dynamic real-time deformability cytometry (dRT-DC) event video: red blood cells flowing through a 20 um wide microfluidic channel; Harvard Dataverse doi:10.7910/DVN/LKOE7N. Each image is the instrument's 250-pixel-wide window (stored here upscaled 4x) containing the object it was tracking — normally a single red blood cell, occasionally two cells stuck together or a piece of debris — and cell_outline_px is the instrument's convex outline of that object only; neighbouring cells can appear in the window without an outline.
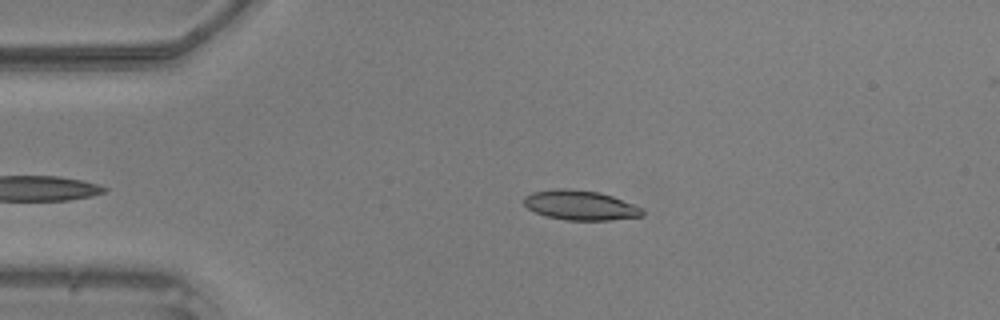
{"species": "common noctule bat (a hibernating species)", "species_latin": "Nyctalus noctula", "temperature_condition": "warm", "stored_images_in_passage": 15, "camera_frame_rate_fps": 3000, "um_per_image_px": 0.085, "animal": {"sex": "male", "body_mass_g": 20.5, "forearm_length_mm": 52.5}, "frame": {"image": 1, "passage_image": 6, "time_ms": 1.667, "image_size_px": [1000, 320], "cell_outline_px": [[644, 216], [608, 220], [564, 220], [548, 216], [536, 212], [528, 208], [524, 204], [524, 196], [532, 192], [556, 188], [564, 188], [600, 192], [612, 196], [644, 208]], "centroid_in_image_um": [49.35, 17.44], "position_along_channel_um": 35.7, "area_um2": 20.52}}
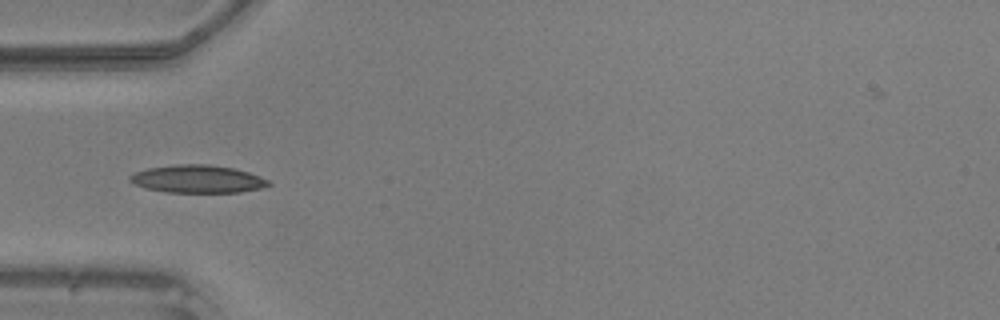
{"frame": {"image": 2, "passage_image": 11, "time_ms": 3.333, "image_size_px": [1000, 320], "cell_outline_px": [[272, 184], [264, 188], [240, 192], [164, 192], [144, 188], [128, 180], [128, 176], [136, 172], [148, 168], [176, 164], [208, 164], [232, 168], [248, 172], [260, 176], [268, 180]], "centroid_in_image_um": [16.8, 15.22], "position_along_channel_um": 68.2, "area_um2": 22.48}}
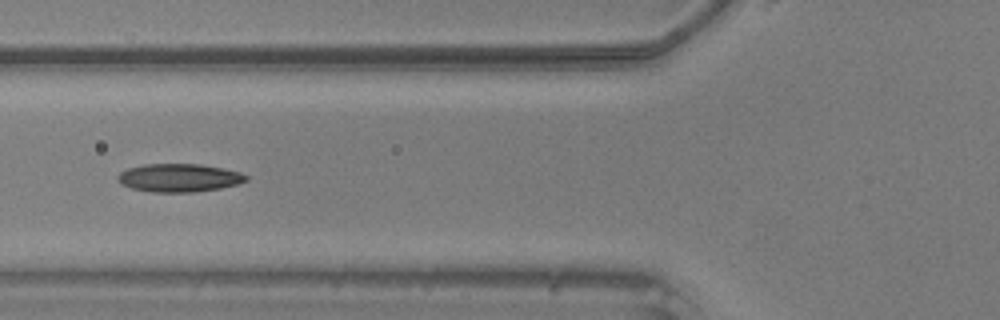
{"frame": {"image": 3, "passage_image": 14, "time_ms": 4.333, "image_size_px": [1000, 320], "cell_outline_px": [[248, 180], [236, 184], [220, 188], [192, 192], [152, 192], [132, 188], [120, 184], [116, 180], [116, 176], [120, 172], [128, 168], [144, 164], [200, 164], [240, 172], [248, 176]], "centroid_in_image_um": [15.17, 15.11], "position_along_channel_um": 110.6, "area_um2": 21.04}}